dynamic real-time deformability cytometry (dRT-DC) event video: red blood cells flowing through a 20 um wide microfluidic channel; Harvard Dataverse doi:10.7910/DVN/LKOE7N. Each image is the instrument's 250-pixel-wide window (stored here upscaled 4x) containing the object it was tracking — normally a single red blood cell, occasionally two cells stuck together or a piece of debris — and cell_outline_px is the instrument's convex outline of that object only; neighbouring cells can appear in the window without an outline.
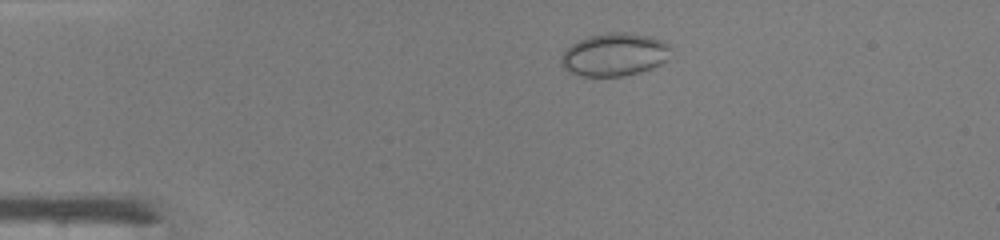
{"species": "common noctule bat (a hibernating species)", "species_latin": "Nyctalus noctula", "temperature_condition": "warm", "stored_images_in_passage": 46, "camera_frame_rate_fps": 3000, "um_per_image_px": 0.085, "animal": {"sex": "male", "body_mass_g": 19.0, "forearm_length_mm": 50.8}, "frame": {"image": 1, "passage_image": 9, "time_ms": 2.667, "image_size_px": [1000, 240], "cell_outline_px": [[668, 60], [652, 68], [640, 72], [620, 76], [580, 76], [568, 72], [560, 64], [560, 56], [572, 44], [588, 36], [604, 32], [628, 32], [648, 36], [664, 40], [668, 44]], "centroid_in_image_um": [52.2, 4.64], "position_along_channel_um": 32.8, "area_um2": 27.51}}
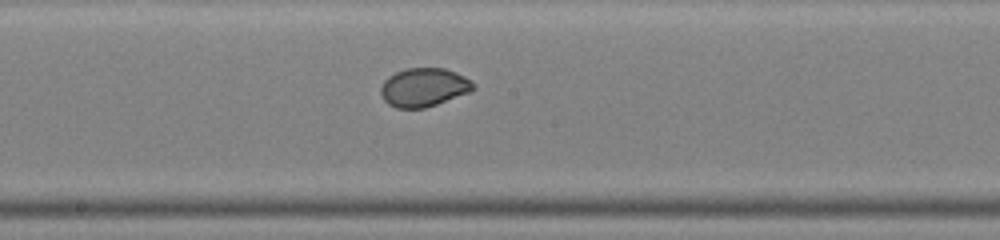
{"frame": {"image": 2, "passage_image": 25, "time_ms": 8.0, "image_size_px": [1000, 240], "cell_outline_px": [[476, 88], [472, 92], [424, 108], [396, 108], [388, 104], [384, 100], [380, 92], [380, 88], [384, 80], [388, 76], [396, 72], [408, 68], [444, 68], [456, 72], [472, 80], [476, 84]], "centroid_in_image_um": [36.06, 7.42], "position_along_channel_um": 212.1, "area_um2": 21.04}}
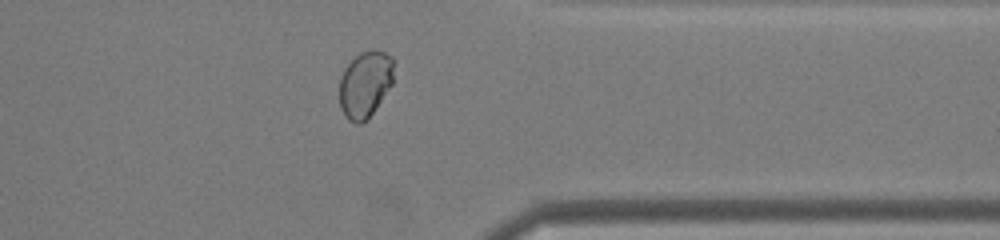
{"frame": {"image": 3, "passage_image": 37, "time_ms": 12.0, "image_size_px": [1000, 240], "cell_outline_px": [[392, 84], [372, 112], [360, 124], [356, 124], [348, 120], [340, 108], [340, 76], [344, 68], [360, 52], [372, 48], [384, 52], [392, 56]], "centroid_in_image_um": [31.01, 7.13], "position_along_channel_um": 380.4, "area_um2": 20.81}}